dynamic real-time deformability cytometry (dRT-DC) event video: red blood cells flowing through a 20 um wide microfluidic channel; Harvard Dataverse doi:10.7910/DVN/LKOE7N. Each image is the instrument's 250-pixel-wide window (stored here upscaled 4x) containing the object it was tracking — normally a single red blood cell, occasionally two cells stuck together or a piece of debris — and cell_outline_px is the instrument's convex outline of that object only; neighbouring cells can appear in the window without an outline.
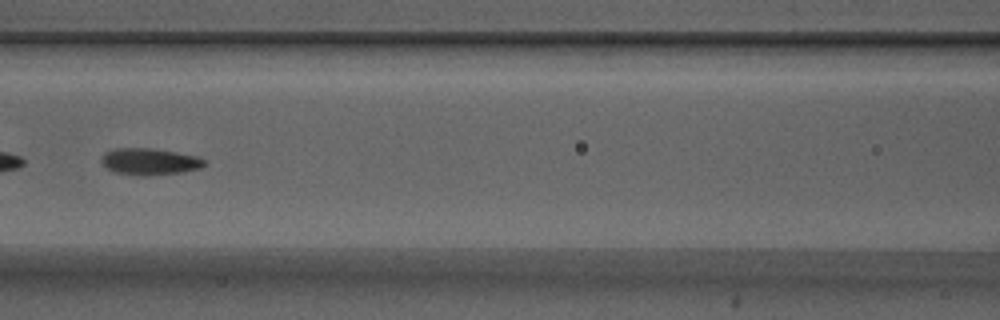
{"species": "Egyptian fruit bat (a non-hibernating species)", "species_latin": "Rousettus aegyptiacus", "temperature_condition": "warm", "stored_images_in_passage": 41, "camera_frame_rate_fps": 3000, "um_per_image_px": 0.085, "animal": {"sex": "male"}, "frame": {"image": 1, "passage_image": 12, "time_ms": 3.667, "image_size_px": [1000, 320], "cell_outline_px": [[208, 164], [200, 168], [184, 172], [148, 176], [136, 176], [116, 172], [108, 168], [100, 160], [100, 156], [104, 152], [116, 148], [152, 148], [200, 156], [208, 160]], "centroid_in_image_um": [12.78, 13.73], "position_along_channel_um": 153.8, "area_um2": 16.42}}
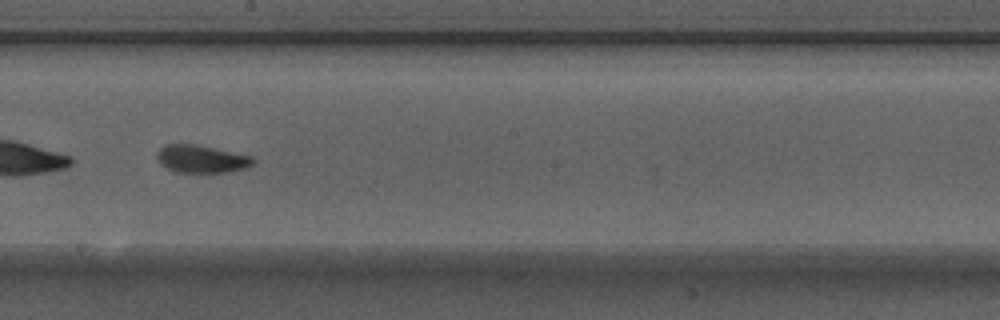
{"frame": {"image": 2, "passage_image": 18, "time_ms": 5.667, "image_size_px": [1000, 320], "cell_outline_px": [[256, 160], [248, 168], [228, 172], [196, 176], [176, 172], [160, 164], [156, 156], [160, 148], [164, 144], [196, 144], [252, 156]], "centroid_in_image_um": [17.13, 13.56], "position_along_channel_um": 231.1, "area_um2": 16.3}}
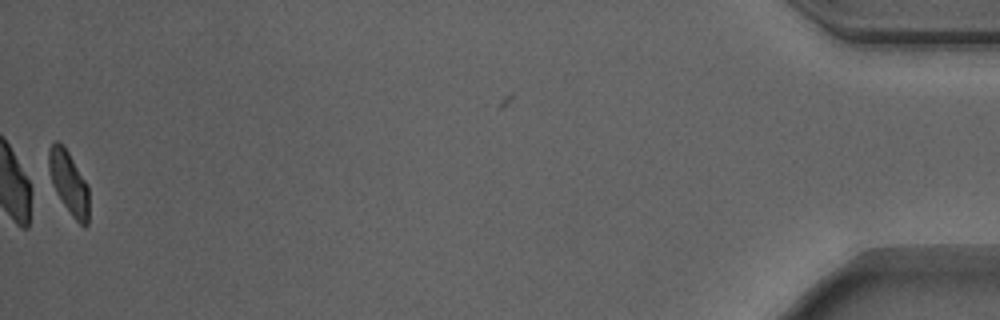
{"frame": {"image": 3, "passage_image": 41, "time_ms": 13.333, "image_size_px": [1000, 320], "cell_outline_px": [[88, 224], [84, 228], [72, 216], [56, 192], [52, 184], [48, 168], [48, 148], [56, 140], [68, 152], [88, 184]], "centroid_in_image_um": [5.84, 15.53], "position_along_channel_um": 429.4, "area_um2": 14.62}, "authors_computed_cell_mechanics": {"area_um2": 15.5482, "velocity_mm_per_s": 3.8728, "shape_relaxation_time_tau1_ms": 3.441, "shape_relaxation_time_tau2_ms": 2.2569, "deformation_change_tau1": 0.1196, "deformation_change_tau2": 0.0869}}